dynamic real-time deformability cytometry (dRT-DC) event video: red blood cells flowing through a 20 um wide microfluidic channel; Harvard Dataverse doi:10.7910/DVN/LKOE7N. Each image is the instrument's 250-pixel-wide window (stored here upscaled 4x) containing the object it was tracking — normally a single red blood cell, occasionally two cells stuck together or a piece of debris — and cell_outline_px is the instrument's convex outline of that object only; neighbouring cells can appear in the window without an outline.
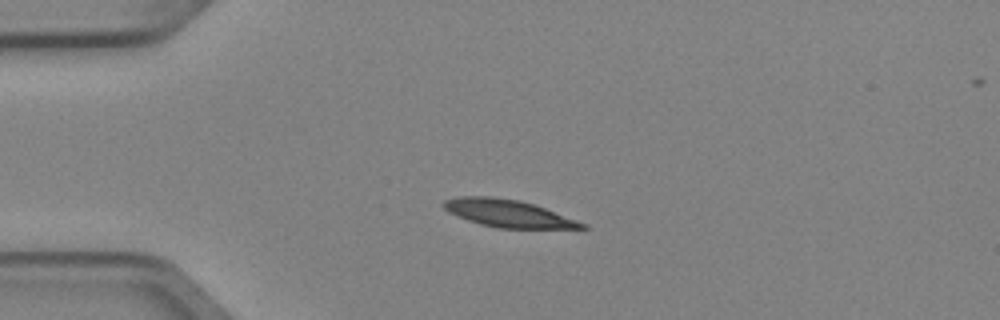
{"species": "Egyptian fruit bat (a non-hibernating species)", "species_latin": "Rousettus aegyptiacus", "temperature_condition": "cold", "stored_images_in_passage": 4, "camera_frame_rate_fps": 3000, "um_per_image_px": 0.085, "animal": {"sex": "female"}, "frame": {"image": 1, "passage_image": 3, "time_ms": 0.667, "image_size_px": [1000, 320], "cell_outline_px": [[588, 228], [496, 228], [480, 224], [456, 216], [448, 212], [440, 204], [444, 200], [460, 196], [492, 196], [520, 200], [536, 204], [588, 224]], "centroid_in_image_um": [43.18, 18.13], "position_along_channel_um": 41.8, "area_um2": 22.37}}